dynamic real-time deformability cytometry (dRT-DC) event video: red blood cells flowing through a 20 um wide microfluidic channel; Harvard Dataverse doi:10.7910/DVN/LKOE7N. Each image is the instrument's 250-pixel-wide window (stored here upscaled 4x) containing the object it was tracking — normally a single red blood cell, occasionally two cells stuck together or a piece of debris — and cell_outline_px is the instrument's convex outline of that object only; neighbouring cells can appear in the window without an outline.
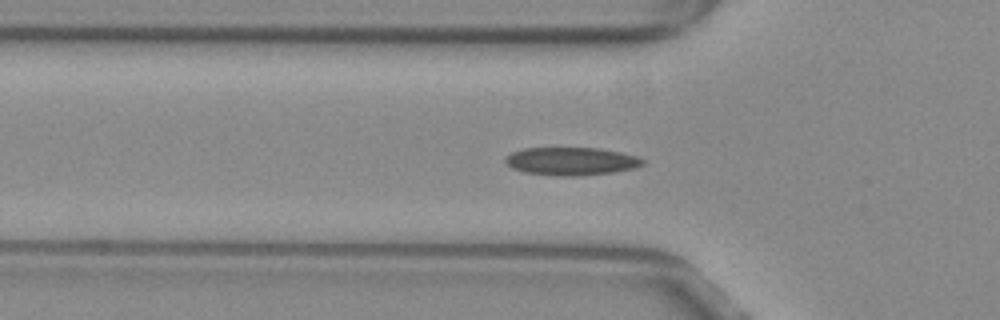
{"species": "common noctule bat (a hibernating species)", "species_latin": "Nyctalus noctula", "temperature_condition": "warm", "stored_images_in_passage": 40, "camera_frame_rate_fps": 3000, "um_per_image_px": 0.085, "animal": {"sex": "female", "body_mass_g": 29.2, "forearm_length_mm": 56.3}, "frame": {"image": 1, "passage_image": 3, "time_ms": 0.667, "image_size_px": [1000, 320], "cell_outline_px": [[644, 164], [636, 168], [612, 172], [572, 176], [556, 176], [524, 172], [512, 168], [504, 160], [504, 156], [512, 152], [524, 148], [600, 148], [620, 152], [636, 156], [644, 160]], "centroid_in_image_um": [48.54, 13.7], "position_along_channel_um": 77.3, "area_um2": 22.37}}
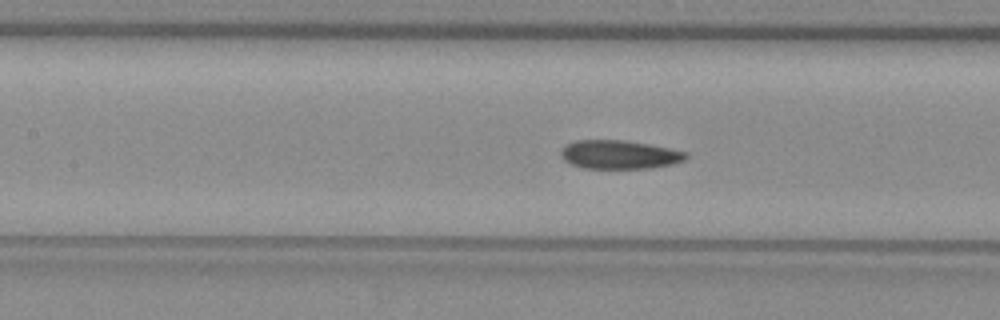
{"frame": {"image": 2, "passage_image": 9, "time_ms": 2.667, "image_size_px": [1000, 320], "cell_outline_px": [[688, 156], [684, 160], [672, 164], [652, 168], [584, 168], [568, 164], [560, 156], [560, 148], [564, 144], [576, 140], [620, 140], [648, 144], [688, 152]], "centroid_in_image_um": [52.58, 13.14], "position_along_channel_um": 154.8, "area_um2": 21.04}}
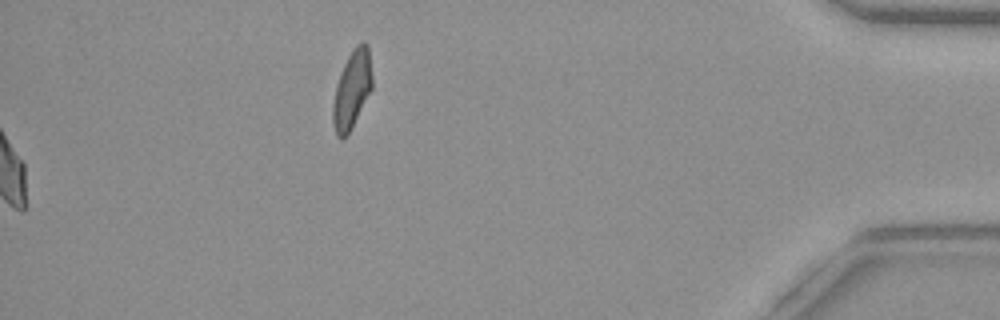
{"frame": {"image": 3, "passage_image": 40, "time_ms": 13.0, "image_size_px": [1000, 320], "cell_outline_px": [[372, 88], [352, 128], [344, 136], [336, 136], [332, 124], [332, 104], [336, 84], [340, 72], [348, 56], [356, 44], [364, 40], [368, 44], [372, 76]], "centroid_in_image_um": [29.91, 7.58], "position_along_channel_um": 405.3, "area_um2": 17.92}, "authors_computed_cell_mechanics": {"area_um2": 21.1259, "velocity_mm_per_s": 3.8369, "shape_relaxation_time_tau1_ms": 10.7106, "shape_relaxation_time_tau2_ms": 2.4309, "deformation_change_tau1": 0.2069, "deformation_change_tau2": 0.0793}}